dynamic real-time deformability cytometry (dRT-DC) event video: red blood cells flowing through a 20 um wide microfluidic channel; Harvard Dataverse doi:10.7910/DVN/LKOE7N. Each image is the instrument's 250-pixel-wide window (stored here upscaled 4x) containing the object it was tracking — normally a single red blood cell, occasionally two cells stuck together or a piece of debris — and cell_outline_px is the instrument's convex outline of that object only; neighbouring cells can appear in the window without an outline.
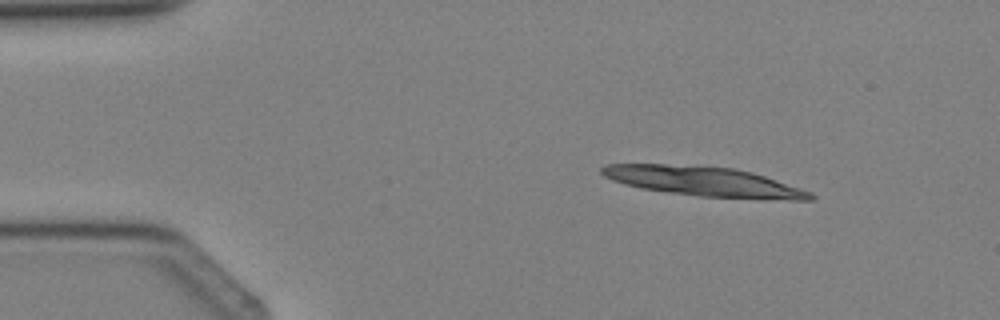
{"species": "Egyptian fruit bat (a non-hibernating species)", "species_latin": "Rousettus aegyptiacus", "temperature_condition": "cold", "stored_images_in_passage": 3, "camera_frame_rate_fps": 3000, "um_per_image_px": 0.085, "animal": {"sex": "female"}, "frame": {"image": 1, "passage_image": 1, "time_ms": 0.0, "image_size_px": [1000, 320], "cell_outline_px": [[816, 196], [812, 200], [764, 200], [700, 196], [668, 192], [640, 188], [624, 184], [612, 180], [604, 176], [600, 172], [600, 168], [604, 164], [664, 164], [732, 168], [752, 172], [812, 192]], "centroid_in_image_um": [59.85, 15.44], "position_along_channel_um": 25.1, "area_um2": 36.01}}